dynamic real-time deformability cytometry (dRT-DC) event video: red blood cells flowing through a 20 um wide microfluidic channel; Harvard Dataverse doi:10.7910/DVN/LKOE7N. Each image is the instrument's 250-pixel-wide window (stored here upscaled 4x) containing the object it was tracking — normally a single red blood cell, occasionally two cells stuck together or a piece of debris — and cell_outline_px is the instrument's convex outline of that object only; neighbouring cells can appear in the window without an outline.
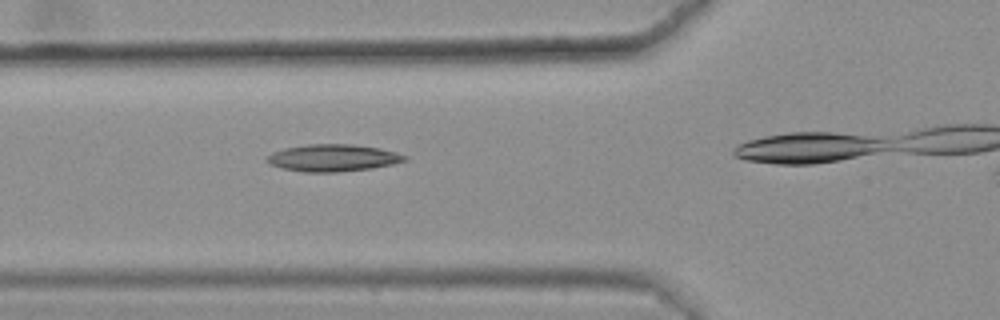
{"species": "common noctule bat (a hibernating species)", "species_latin": "Nyctalus noctula", "temperature_condition": "warm", "stored_images_in_passage": 29, "camera_frame_rate_fps": 3000, "um_per_image_px": 0.085, "animal": {"sex": "female", "body_mass_g": 25.1}, "frame": {"image": 1, "passage_image": 5, "time_ms": 1.333, "image_size_px": [1000, 320], "cell_outline_px": [[408, 160], [392, 164], [372, 168], [336, 172], [304, 172], [280, 168], [264, 160], [272, 152], [284, 148], [308, 144], [352, 144], [380, 148], [396, 152], [408, 156]], "centroid_in_image_um": [28.3, 13.42], "position_along_channel_um": 97.5, "area_um2": 21.79}}